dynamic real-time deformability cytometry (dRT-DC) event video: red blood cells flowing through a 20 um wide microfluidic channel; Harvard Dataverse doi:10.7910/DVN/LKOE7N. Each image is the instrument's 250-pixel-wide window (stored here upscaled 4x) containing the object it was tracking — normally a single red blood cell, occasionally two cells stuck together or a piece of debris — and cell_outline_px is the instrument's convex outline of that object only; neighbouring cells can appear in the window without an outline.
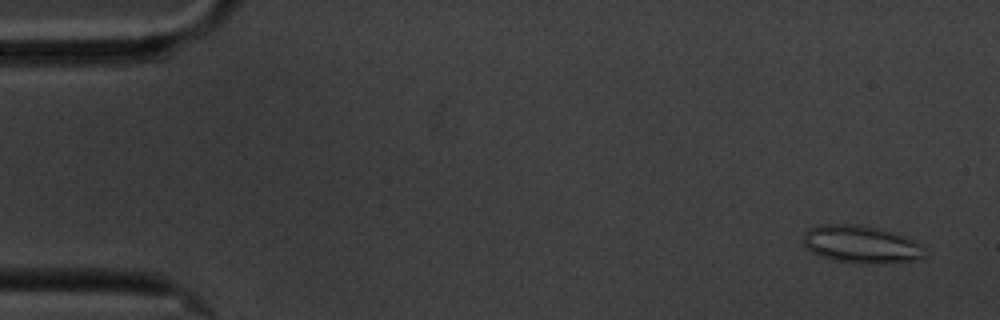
{"species": "common noctule bat (a hibernating species)", "species_latin": "Nyctalus noctula", "temperature_condition": "cold", "stored_images_in_passage": 5, "camera_frame_rate_fps": 3000, "um_per_image_px": 0.085, "animal": {"sex": "male", "body_mass_g": 20.1, "forearm_length_mm": 53.5}, "frame": {"image": 1, "passage_image": 1, "time_ms": 0.0, "image_size_px": [1000, 320], "cell_outline_px": [[924, 256], [916, 260], [872, 264], [860, 264], [836, 260], [820, 256], [812, 252], [804, 244], [804, 232], [820, 224], [860, 224], [892, 232], [904, 236], [912, 240], [916, 244]], "centroid_in_image_um": [73.12, 20.77], "position_along_channel_um": 11.9, "area_um2": 26.07}}